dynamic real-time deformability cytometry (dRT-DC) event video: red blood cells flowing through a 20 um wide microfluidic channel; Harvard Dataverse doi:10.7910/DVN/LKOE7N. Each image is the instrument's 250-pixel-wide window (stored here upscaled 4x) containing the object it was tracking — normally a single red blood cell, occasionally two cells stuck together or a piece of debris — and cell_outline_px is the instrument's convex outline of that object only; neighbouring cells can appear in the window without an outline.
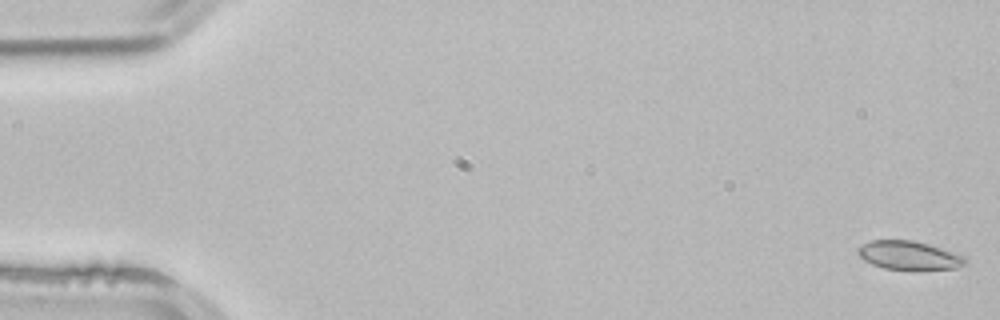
{"species": "common noctule bat (a hibernating species)", "species_latin": "Nyctalus noctula", "temperature_condition": "room temperature", "stored_images_in_passage": 53, "camera_frame_rate_fps": 3000, "um_per_image_px": 0.085, "animal": {"sex": "male", "body_mass_g": 21.5, "forearm_length_mm": 52.0}, "frame": {"image": 1, "passage_image": 1, "time_ms": 0.0, "image_size_px": [1000, 320], "cell_outline_px": [[968, 264], [956, 268], [916, 272], [884, 268], [872, 264], [864, 260], [856, 252], [856, 248], [860, 244], [872, 240], [912, 240], [928, 244], [964, 256], [968, 260]], "centroid_in_image_um": [77.27, 21.74], "position_along_channel_um": 7.7, "area_um2": 18.61}}
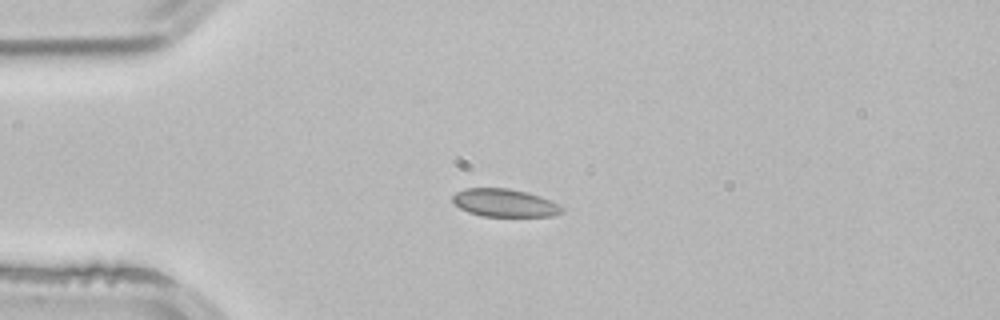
{"frame": {"image": 2, "passage_image": 13, "time_ms": 4.0, "image_size_px": [1000, 320], "cell_outline_px": [[564, 212], [552, 216], [480, 216], [468, 212], [460, 208], [452, 200], [452, 196], [456, 192], [464, 188], [508, 188], [540, 196], [564, 208]], "centroid_in_image_um": [42.86, 17.25], "position_along_channel_um": 42.1, "area_um2": 17.63}}
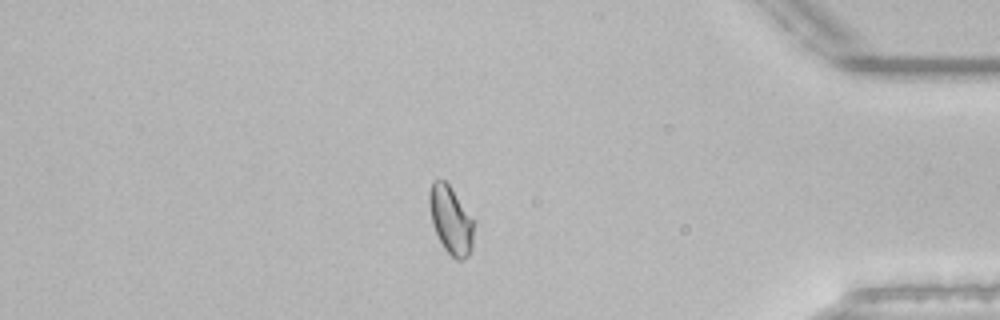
{"frame": {"image": 3, "passage_image": 45, "time_ms": 14.667, "image_size_px": [1000, 320], "cell_outline_px": [[472, 248], [468, 256], [460, 260], [456, 260], [444, 248], [432, 224], [428, 204], [428, 192], [432, 180], [444, 180], [448, 184], [472, 220]], "centroid_in_image_um": [38.26, 18.7], "position_along_channel_um": 396.9, "area_um2": 17.11}, "authors_computed_cell_mechanics": {"area_um2": 17.7446, "velocity_mm_per_s": 3.8672, "shape_relaxation_time_tau1_ms": 6.4869, "shape_relaxation_time_tau2_ms": null, "deformation_change_tau1": 0.0784, "deformation_change_tau2": null}}